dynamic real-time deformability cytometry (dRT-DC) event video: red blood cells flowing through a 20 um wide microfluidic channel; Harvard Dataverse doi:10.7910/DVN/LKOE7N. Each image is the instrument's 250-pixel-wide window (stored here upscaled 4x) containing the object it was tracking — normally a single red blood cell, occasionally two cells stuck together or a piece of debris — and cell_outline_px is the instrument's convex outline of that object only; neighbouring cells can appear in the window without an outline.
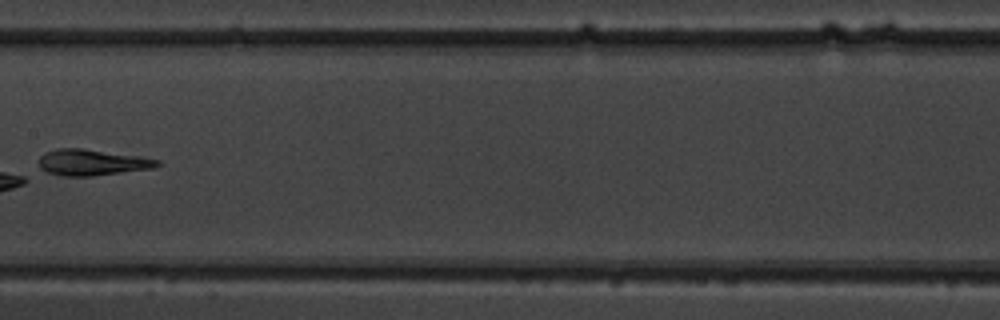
{"species": "common noctule bat (a hibernating species)", "species_latin": "Nyctalus noctula", "temperature_condition": "warm", "stored_images_in_passage": 9, "camera_frame_rate_fps": 3000, "um_per_image_px": 0.085, "animal": {"sex": "male", "body_mass_g": 19.5, "forearm_length_mm": 54.6}, "frame": {"image": 1, "passage_image": 9, "time_ms": 9.333, "image_size_px": [1000, 320], "cell_outline_px": [[160, 164], [152, 168], [92, 176], [60, 176], [48, 172], [40, 168], [40, 156], [44, 152], [56, 148], [84, 148], [140, 156], [160, 160]], "centroid_in_image_um": [7.8, 13.79], "position_along_channel_um": 199.6, "area_um2": 18.03}}